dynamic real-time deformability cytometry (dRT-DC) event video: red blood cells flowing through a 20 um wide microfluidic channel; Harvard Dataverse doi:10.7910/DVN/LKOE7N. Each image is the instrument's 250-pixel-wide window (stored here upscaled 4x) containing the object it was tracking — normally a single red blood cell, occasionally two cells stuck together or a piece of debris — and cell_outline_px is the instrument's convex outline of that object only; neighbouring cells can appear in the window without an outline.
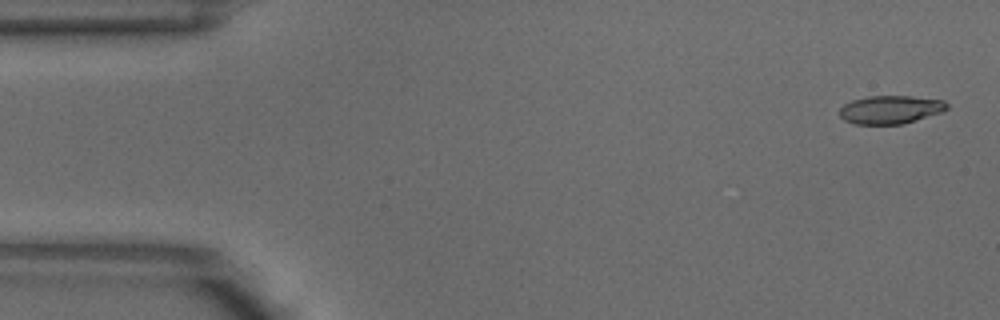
{"species": "common noctule bat (a hibernating species)", "species_latin": "Nyctalus noctula", "temperature_condition": "warm", "stored_images_in_passage": 6, "camera_frame_rate_fps": 3000, "um_per_image_px": 0.085, "animal": {"sex": "male", "body_mass_g": 18.8}, "frame": {"image": 1, "passage_image": 1, "time_ms": 0.0, "image_size_px": [1000, 320], "cell_outline_px": [[948, 108], [940, 112], [904, 124], [852, 124], [844, 120], [840, 116], [840, 108], [844, 104], [852, 100], [868, 96], [912, 96], [944, 100], [948, 104]], "centroid_in_image_um": [75.67, 9.31], "position_along_channel_um": 9.3, "area_um2": 17.69}}
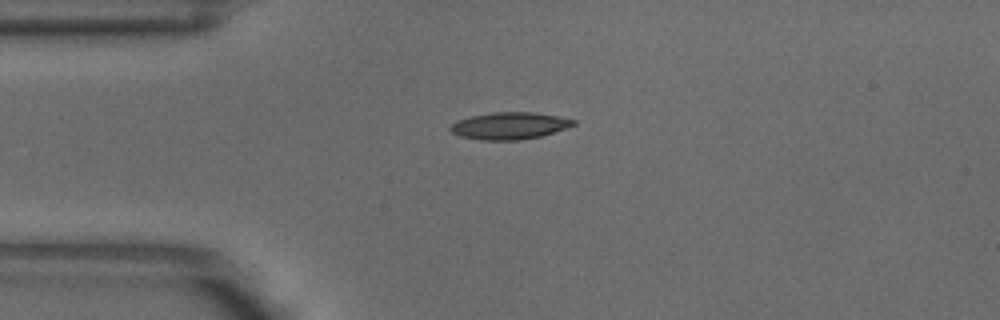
{"frame": {"image": 2, "passage_image": 3, "time_ms": 0.667, "image_size_px": [1000, 320], "cell_outline_px": [[576, 124], [568, 128], [540, 136], [516, 140], [480, 140], [460, 136], [452, 132], [448, 128], [456, 120], [472, 116], [492, 112], [532, 112], [556, 116], [576, 120]], "centroid_in_image_um": [43.29, 10.69], "position_along_channel_um": 41.7, "area_um2": 19.31}}